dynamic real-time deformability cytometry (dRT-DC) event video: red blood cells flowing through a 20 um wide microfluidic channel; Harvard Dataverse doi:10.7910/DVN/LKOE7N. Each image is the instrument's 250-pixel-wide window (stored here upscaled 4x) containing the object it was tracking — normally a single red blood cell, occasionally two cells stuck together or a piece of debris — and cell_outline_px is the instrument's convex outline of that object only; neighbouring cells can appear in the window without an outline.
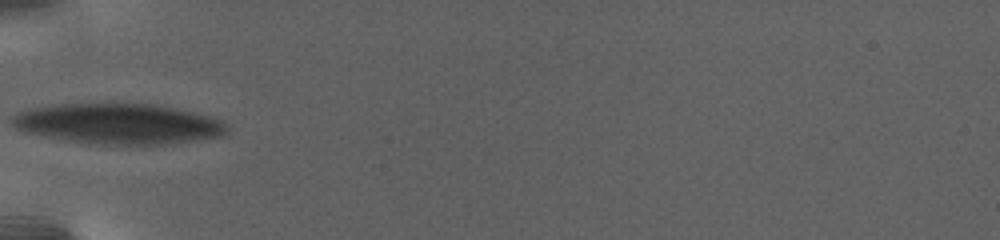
{"species": "human", "species_latin": "Homo sapiens", "temperature_condition": "warm", "stored_images_in_passage": 38, "camera_frame_rate_fps": 3000, "um_per_image_px": 0.085, "donor": {"sex": "female"}, "frame": {"image": 1, "passage_image": 1, "time_ms": 0.0, "image_size_px": [1000, 240], "cell_outline_px": [[228, 132], [220, 136], [172, 144], [80, 144], [44, 136], [28, 132], [16, 128], [12, 124], [12, 116], [20, 112], [32, 108], [52, 104], [112, 100], [148, 104], [172, 108], [208, 116], [220, 120], [228, 128]], "centroid_in_image_um": [9.99, 10.49], "position_along_channel_um": 75.0, "area_um2": 51.73}}
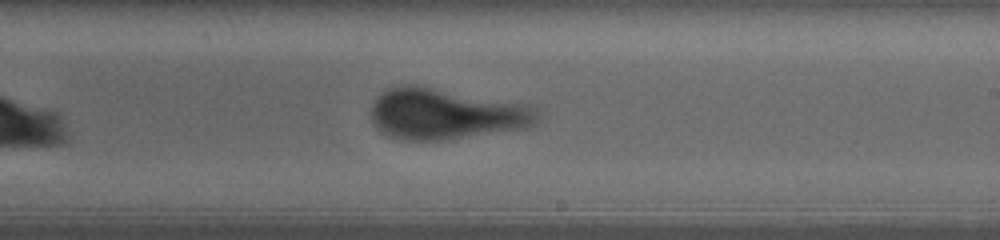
{"frame": {"image": 2, "passage_image": 18, "time_ms": 6.667, "image_size_px": [1000, 240], "cell_outline_px": [[540, 120], [528, 128], [444, 140], [404, 140], [388, 136], [380, 132], [376, 128], [372, 120], [372, 104], [376, 96], [388, 88], [404, 84], [424, 84], [528, 104], [536, 108], [540, 116]], "centroid_in_image_um": [37.91, 9.65], "position_along_channel_um": 251.1, "area_um2": 50.63}}
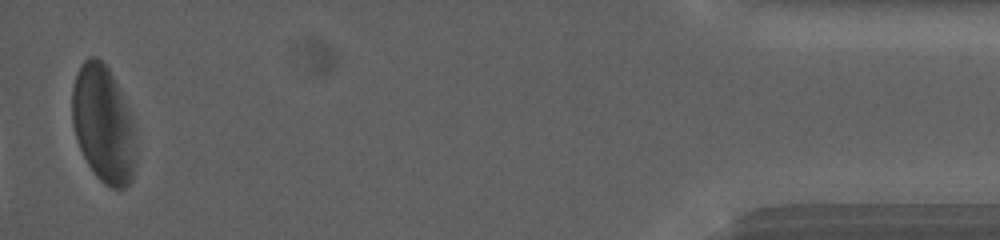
{"frame": {"image": 3, "passage_image": 38, "time_ms": 16.0, "image_size_px": [1000, 240], "cell_outline_px": [[136, 164], [132, 180], [124, 188], [112, 188], [104, 184], [96, 176], [88, 164], [80, 148], [72, 124], [72, 88], [80, 64], [88, 56], [96, 56], [108, 68], [120, 92], [128, 112], [136, 136]], "centroid_in_image_um": [8.78, 10.59], "position_along_channel_um": 426.4, "area_um2": 43.29}, "authors_computed_cell_mechanics": {"area_um2": 48.6676, "velocity_mm_per_s": 2.6659, "shape_relaxation_time_tau1_ms": 7.4276, "shape_relaxation_time_tau2_ms": 1.3325, "deformation_change_tau1": 0.1957, "deformation_change_tau2": 0.1063}}